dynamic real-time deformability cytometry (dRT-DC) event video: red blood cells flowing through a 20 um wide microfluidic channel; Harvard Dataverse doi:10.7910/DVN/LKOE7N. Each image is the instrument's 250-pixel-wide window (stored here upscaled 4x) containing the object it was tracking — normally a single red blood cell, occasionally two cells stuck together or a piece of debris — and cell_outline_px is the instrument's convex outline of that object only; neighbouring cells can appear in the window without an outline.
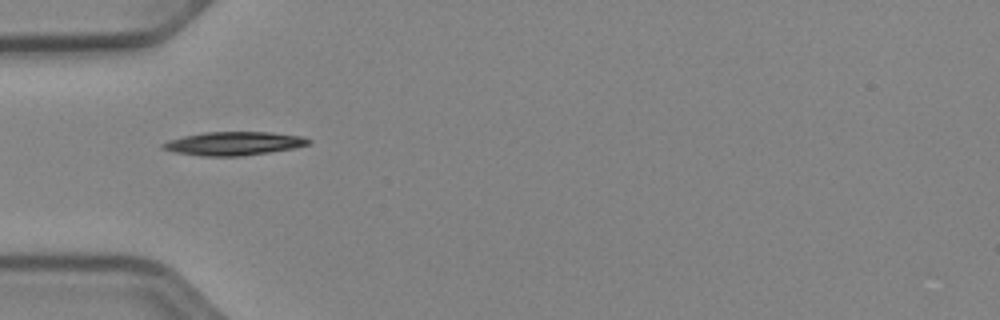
{"species": "Egyptian fruit bat (a non-hibernating species)", "species_latin": "Rousettus aegyptiacus", "temperature_condition": "cold", "stored_images_in_passage": 38, "camera_frame_rate_fps": 3000, "um_per_image_px": 0.085, "animal": {"sex": "female"}, "frame": {"image": 1, "passage_image": 3, "time_ms": 0.667, "image_size_px": [1000, 320], "cell_outline_px": [[312, 140], [308, 144], [292, 148], [268, 152], [240, 156], [200, 156], [176, 152], [160, 148], [160, 144], [168, 140], [184, 136], [204, 132], [272, 132], [300, 136]], "centroid_in_image_um": [19.82, 12.19], "position_along_channel_um": 65.2, "area_um2": 19.83}}
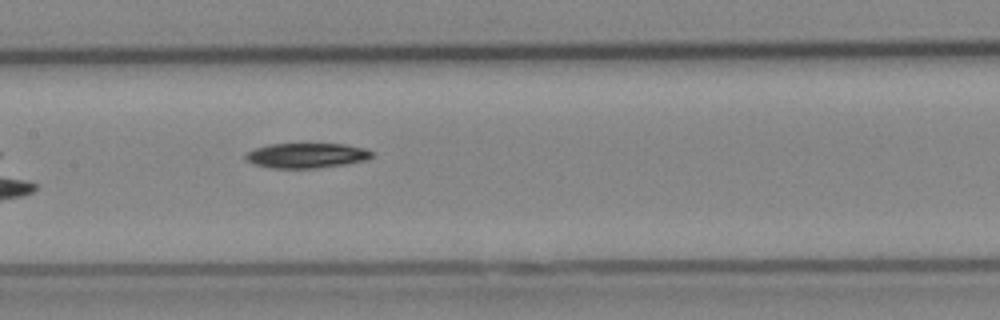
{"frame": {"image": 2, "passage_image": 12, "time_ms": 3.667, "image_size_px": [1000, 320], "cell_outline_px": [[372, 156], [368, 160], [344, 164], [316, 168], [268, 168], [252, 164], [244, 156], [248, 152], [256, 148], [268, 144], [344, 144], [364, 148], [372, 152]], "centroid_in_image_um": [26.04, 13.22], "position_along_channel_um": 181.4, "area_um2": 18.32}}
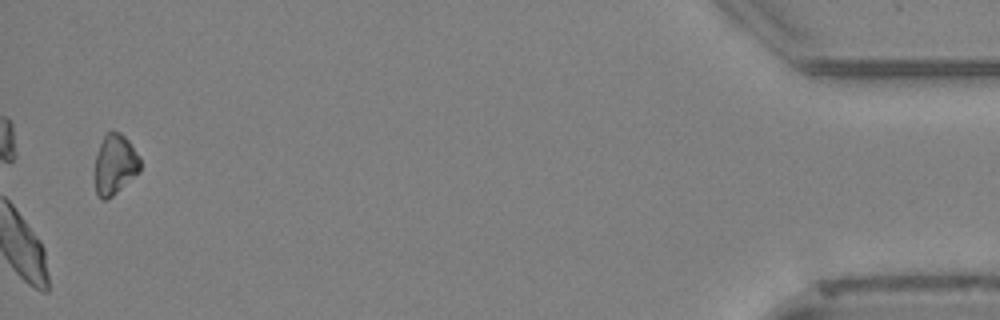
{"frame": {"image": 3, "passage_image": 37, "time_ms": 12.0, "image_size_px": [1000, 320], "cell_outline_px": [[140, 172], [112, 196], [104, 200], [100, 200], [96, 192], [92, 176], [92, 172], [96, 156], [100, 144], [104, 136], [112, 128], [120, 132], [128, 140], [140, 156]], "centroid_in_image_um": [9.73, 13.98], "position_along_channel_um": 425.5, "area_um2": 16.47}, "authors_computed_cell_mechanics": {"area_um2": 18.0625, "velocity_mm_per_s": 3.9397, "shape_relaxation_time_tau1_ms": 2.1972, "shape_relaxation_time_tau2_ms": null, "deformation_change_tau1": 0.1232, "deformation_change_tau2": null}}